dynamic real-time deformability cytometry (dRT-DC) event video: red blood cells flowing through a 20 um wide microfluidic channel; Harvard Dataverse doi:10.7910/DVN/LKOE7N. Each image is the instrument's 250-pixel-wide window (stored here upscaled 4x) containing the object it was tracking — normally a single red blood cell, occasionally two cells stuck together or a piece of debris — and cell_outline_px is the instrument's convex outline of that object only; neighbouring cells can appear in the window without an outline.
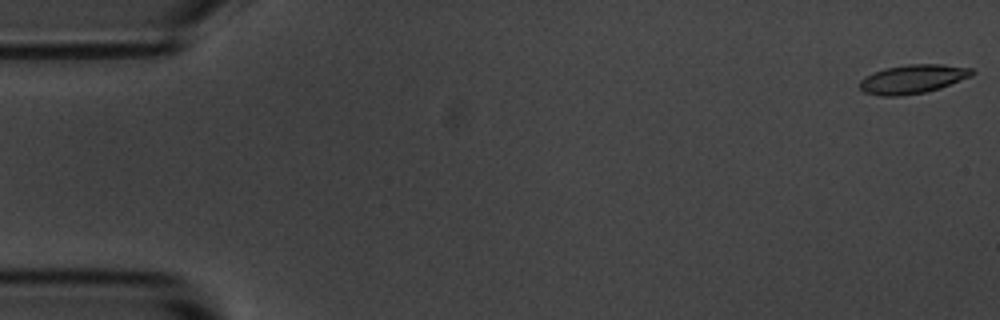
{"species": "common noctule bat (a hibernating species)", "species_latin": "Nyctalus noctula", "temperature_condition": "room temperature", "stored_images_in_passage": 5, "camera_frame_rate_fps": 3000, "um_per_image_px": 0.085, "animal": {"sex": "male", "body_mass_g": 20.1, "forearm_length_mm": 53.5}, "frame": {"image": 1, "passage_image": 1, "time_ms": 0.0, "image_size_px": [1000, 320], "cell_outline_px": [[976, 72], [972, 76], [940, 88], [924, 92], [900, 96], [880, 96], [864, 92], [860, 88], [860, 80], [864, 76], [872, 72], [884, 68], [908, 64], [944, 64], [972, 68]], "centroid_in_image_um": [77.58, 6.71], "position_along_channel_um": 7.4, "area_um2": 19.07}}
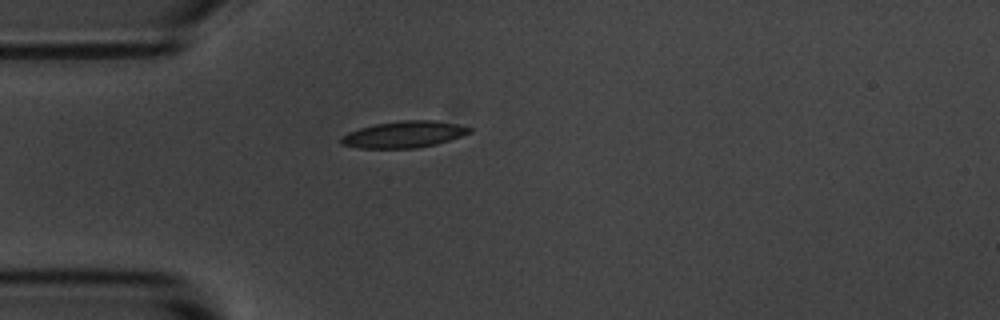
{"frame": {"image": 2, "passage_image": 5, "time_ms": 1.333, "image_size_px": [1000, 320], "cell_outline_px": [[472, 132], [436, 144], [416, 148], [360, 148], [340, 144], [340, 136], [348, 132], [360, 128], [376, 124], [404, 120], [432, 120], [456, 124], [472, 128]], "centroid_in_image_um": [34.3, 11.43], "position_along_channel_um": 50.7, "area_um2": 19.71}}